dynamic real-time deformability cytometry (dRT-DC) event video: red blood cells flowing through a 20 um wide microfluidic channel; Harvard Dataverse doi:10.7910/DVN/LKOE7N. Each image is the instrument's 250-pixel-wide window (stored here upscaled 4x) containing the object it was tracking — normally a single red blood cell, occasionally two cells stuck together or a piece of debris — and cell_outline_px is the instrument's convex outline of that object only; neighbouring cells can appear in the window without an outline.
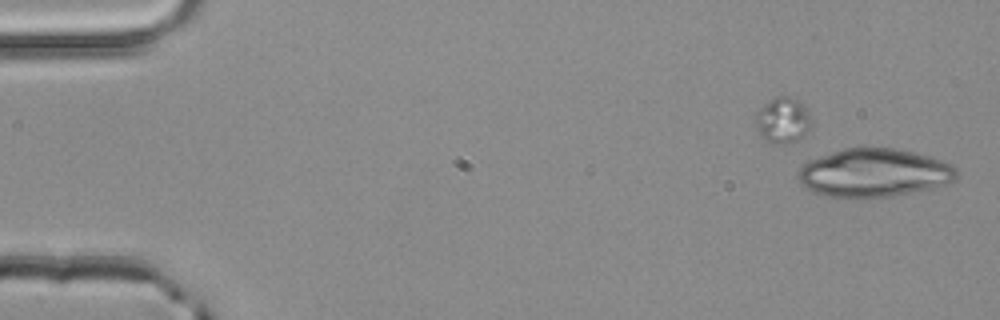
{"species": "common noctule bat (a hibernating species)", "species_latin": "Nyctalus noctula", "temperature_condition": "room temperature", "stored_images_in_passage": 48, "camera_frame_rate_fps": 3000, "um_per_image_px": 0.085, "animal": {"sex": "male", "body_mass_g": 20.4}, "frame": {"image": 1, "passage_image": 1, "time_ms": 0.0, "image_size_px": [1000, 320], "cell_outline_px": [[960, 172], [956, 180], [948, 184], [936, 188], [892, 196], [860, 200], [828, 196], [812, 192], [804, 188], [800, 184], [796, 176], [796, 172], [808, 160], [844, 148], [896, 148], [928, 156], [952, 164]], "centroid_in_image_um": [74.29, 14.73], "position_along_channel_um": 10.7, "area_um2": 45.66}}
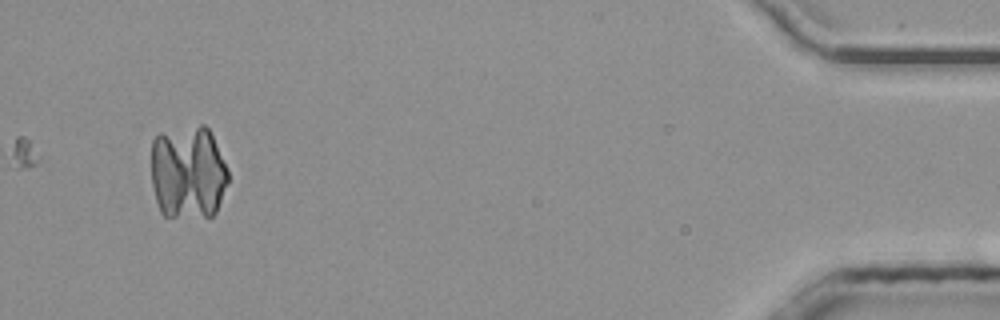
{"frame": {"image": 2, "passage_image": 48, "time_ms": 15.667, "image_size_px": [1000, 320], "cell_outline_px": [[228, 180], [216, 212], [212, 216], [164, 216], [160, 212], [156, 200], [152, 184], [152, 140], [160, 132], [200, 124], [204, 124], [208, 128], [228, 168]], "centroid_in_image_um": [15.97, 14.63], "position_along_channel_um": 419.2, "area_um2": 42.31}}